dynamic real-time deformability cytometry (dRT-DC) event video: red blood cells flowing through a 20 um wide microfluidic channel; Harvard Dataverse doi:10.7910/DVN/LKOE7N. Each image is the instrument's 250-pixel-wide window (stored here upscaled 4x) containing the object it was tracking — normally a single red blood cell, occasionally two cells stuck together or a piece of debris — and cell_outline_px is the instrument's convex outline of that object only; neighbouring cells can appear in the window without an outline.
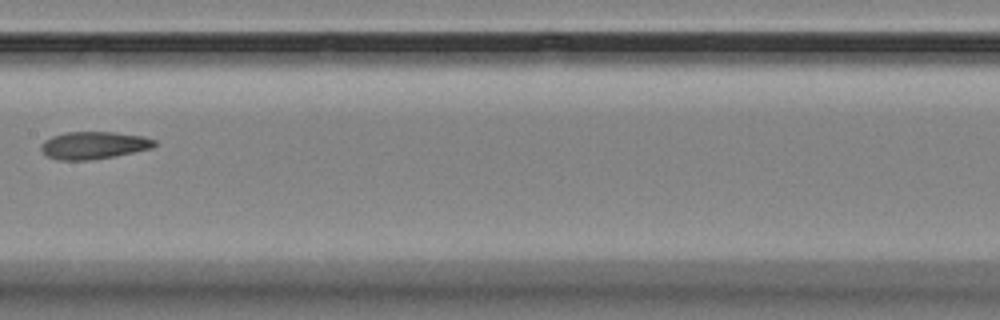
{"species": "Egyptian fruit bat (a non-hibernating species)", "species_latin": "Rousettus aegyptiacus", "temperature_condition": "room temperature", "stored_images_in_passage": 17, "camera_frame_rate_fps": 3000, "um_per_image_px": 0.085, "animal": {"sex": "female"}, "frame": {"image": 1, "passage_image": 9, "time_ms": 9.667, "image_size_px": [1000, 320], "cell_outline_px": [[156, 144], [152, 148], [92, 160], [60, 160], [48, 156], [40, 148], [40, 144], [44, 140], [52, 136], [64, 132], [116, 132], [144, 136], [156, 140]], "centroid_in_image_um": [7.96, 12.33], "position_along_channel_um": 199.4, "area_um2": 18.09}}
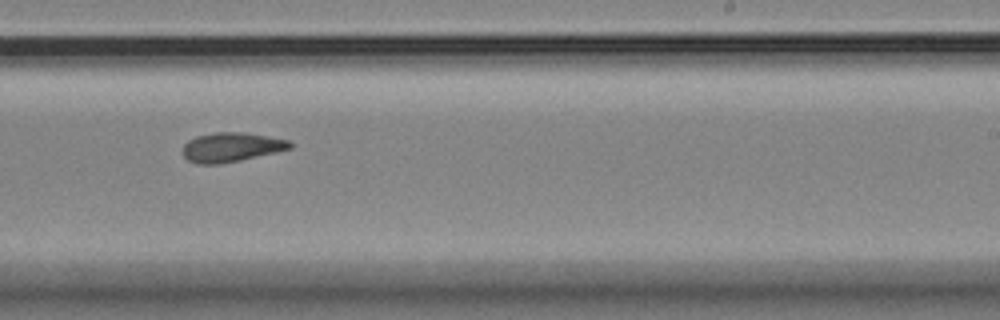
{"frame": {"image": 2, "passage_image": 11, "time_ms": 11.667, "image_size_px": [1000, 320], "cell_outline_px": [[292, 148], [276, 152], [240, 160], [220, 164], [196, 164], [188, 160], [184, 156], [184, 144], [188, 140], [196, 136], [216, 132], [244, 132], [288, 140], [292, 144]], "centroid_in_image_um": [19.64, 12.51], "position_along_channel_um": 269.4, "area_um2": 18.21}}
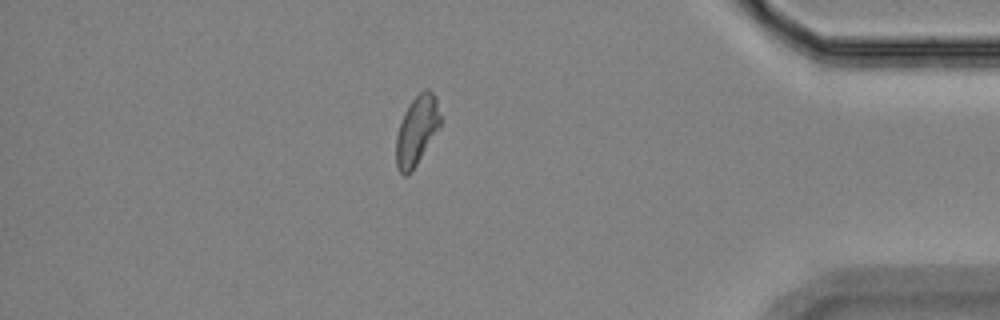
{"frame": {"image": 3, "passage_image": 15, "time_ms": 16.333, "image_size_px": [1000, 320], "cell_outline_px": [[440, 128], [416, 164], [404, 176], [396, 168], [396, 136], [404, 112], [408, 104], [424, 88], [428, 88], [436, 96], [440, 116]], "centroid_in_image_um": [35.43, 11.04], "position_along_channel_um": 399.8, "area_um2": 17.69}, "authors_computed_cell_mechanics": {"area_um2": 18.207, "velocity_mm_per_s": 3.5248, "shape_relaxation_time_tau1_ms": null, "shape_relaxation_time_tau2_ms": 6.1011, "deformation_change_tau1": null, "deformation_change_tau2": 0.129}}